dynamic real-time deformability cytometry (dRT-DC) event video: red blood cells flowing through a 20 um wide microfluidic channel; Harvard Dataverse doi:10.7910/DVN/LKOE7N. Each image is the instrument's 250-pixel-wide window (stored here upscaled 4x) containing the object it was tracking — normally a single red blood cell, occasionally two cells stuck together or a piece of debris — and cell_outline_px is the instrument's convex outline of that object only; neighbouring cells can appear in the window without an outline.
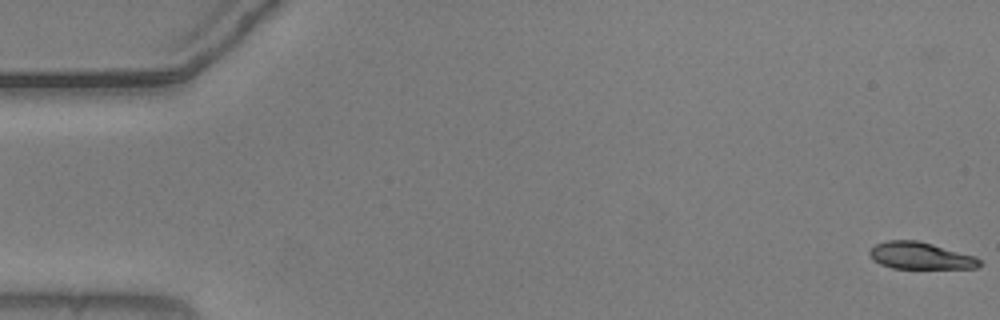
{"species": "common noctule bat (a hibernating species)", "species_latin": "Nyctalus noctula", "temperature_condition": "warm", "stored_images_in_passage": 38, "camera_frame_rate_fps": 3000, "um_per_image_px": 0.085, "animal": {"sex": "male", "body_mass_g": 20.5, "forearm_length_mm": 52.5}, "frame": {"image": 1, "passage_image": 1, "time_ms": 0.0, "image_size_px": [1000, 320], "cell_outline_px": [[980, 264], [976, 268], [892, 268], [880, 264], [872, 260], [868, 252], [876, 244], [888, 240], [916, 240], [932, 244], [976, 256], [980, 260]], "centroid_in_image_um": [78.21, 21.74], "position_along_channel_um": 6.8, "area_um2": 17.17}}
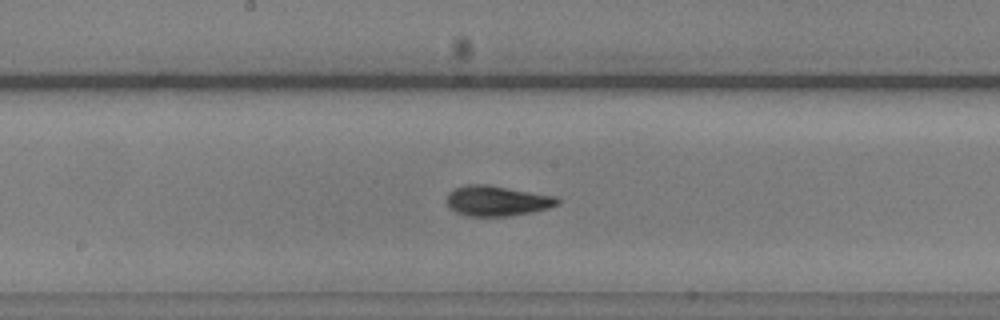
{"frame": {"image": 2, "passage_image": 29, "time_ms": 9.333, "image_size_px": [1000, 320], "cell_outline_px": [[560, 204], [548, 208], [512, 216], [464, 216], [456, 212], [444, 200], [448, 192], [456, 188], [468, 184], [488, 184], [556, 196], [560, 200]], "centroid_in_image_um": [42.24, 17.07], "position_along_channel_um": 206.0, "area_um2": 19.71}}
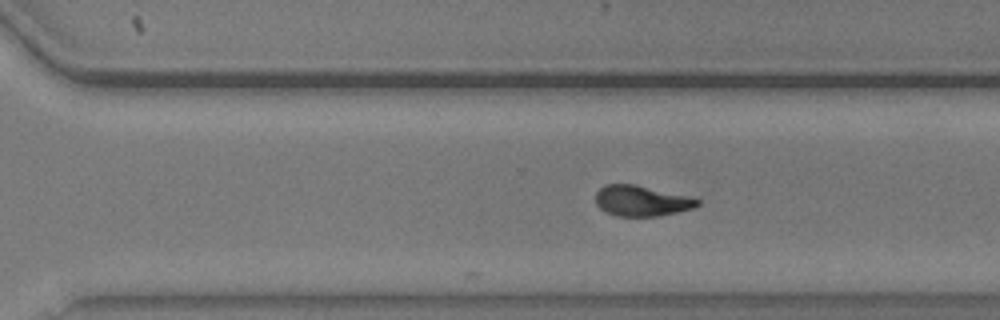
{"frame": {"image": 3, "passage_image": 38, "time_ms": 12.333, "image_size_px": [1000, 320], "cell_outline_px": [[700, 204], [692, 208], [676, 212], [656, 216], [616, 216], [604, 212], [596, 204], [596, 192], [600, 188], [608, 184], [636, 184], [692, 196], [700, 200]], "centroid_in_image_um": [54.54, 17.06], "position_along_channel_um": 316.1, "area_um2": 18.32}}